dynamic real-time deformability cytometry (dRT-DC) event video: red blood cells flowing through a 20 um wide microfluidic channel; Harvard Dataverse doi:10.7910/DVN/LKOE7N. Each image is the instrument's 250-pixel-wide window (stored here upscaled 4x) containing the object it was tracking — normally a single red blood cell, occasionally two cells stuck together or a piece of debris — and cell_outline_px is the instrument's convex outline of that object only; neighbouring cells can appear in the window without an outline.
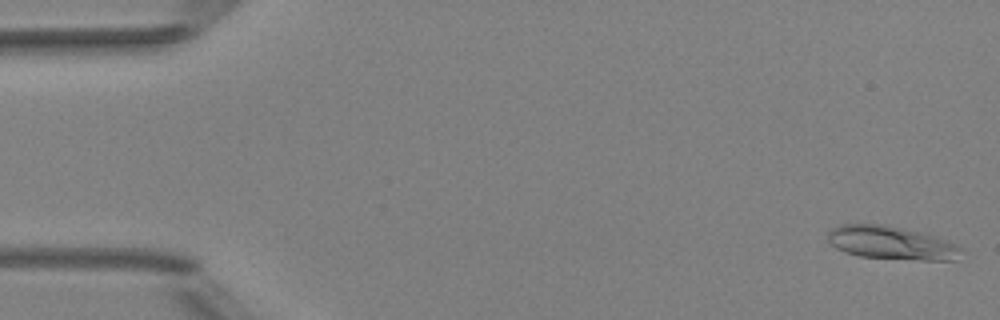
{"species": "Egyptian fruit bat (a non-hibernating species)", "species_latin": "Rousettus aegyptiacus", "temperature_condition": "room temperature", "stored_images_in_passage": 5, "camera_frame_rate_fps": 3000, "um_per_image_px": 0.085, "animal": {"sex": "female"}, "frame": {"image": 1, "passage_image": 1, "time_ms": 0.0, "image_size_px": [1000, 320], "cell_outline_px": [[964, 248], [956, 260], [920, 260], [860, 256], [844, 252], [836, 248], [828, 240], [828, 232], [832, 228], [840, 224], [880, 224], [900, 228], [932, 236], [956, 244]], "centroid_in_image_um": [75.74, 20.65], "position_along_channel_um": 9.3, "area_um2": 25.49}}
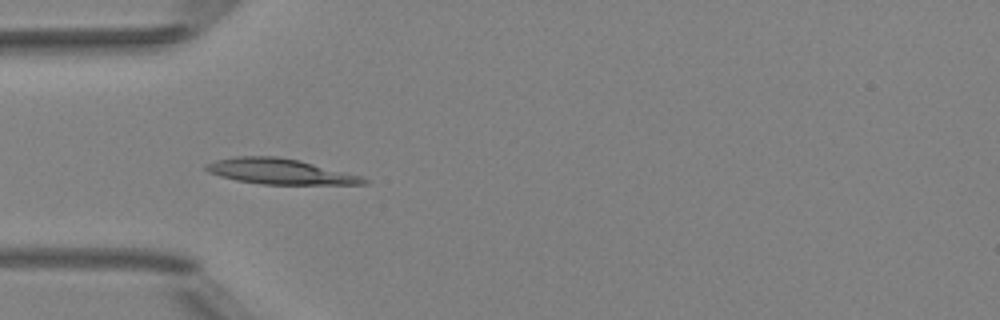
{"frame": {"image": 2, "passage_image": 5, "time_ms": 4.667, "image_size_px": [1000, 320], "cell_outline_px": [[368, 184], [264, 184], [236, 180], [220, 176], [208, 172], [204, 168], [204, 164], [216, 160], [236, 156], [276, 156], [300, 160], [364, 176], [368, 180]], "centroid_in_image_um": [23.81, 14.57], "position_along_channel_um": 61.2, "area_um2": 23.47}}